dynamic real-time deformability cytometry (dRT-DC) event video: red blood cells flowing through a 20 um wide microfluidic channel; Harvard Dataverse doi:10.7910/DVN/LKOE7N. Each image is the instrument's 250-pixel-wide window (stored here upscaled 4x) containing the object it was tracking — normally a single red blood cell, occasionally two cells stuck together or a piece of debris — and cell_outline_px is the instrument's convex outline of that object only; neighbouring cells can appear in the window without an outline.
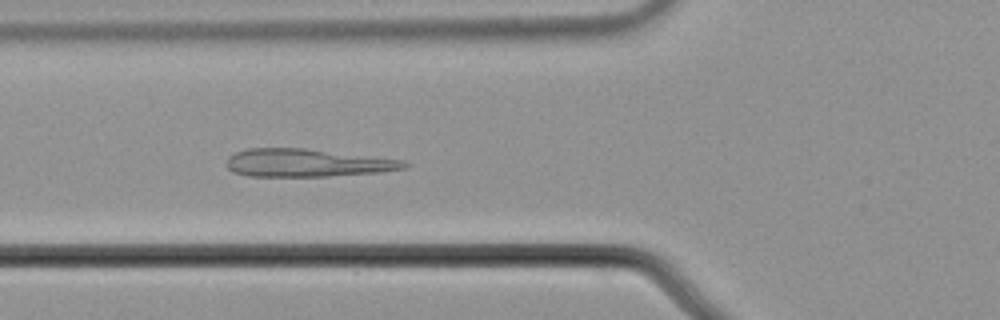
{"species": "common noctule bat (a hibernating species)", "species_latin": "Nyctalus noctula", "temperature_condition": "cold", "stored_images_in_passage": 50, "camera_frame_rate_fps": 3000, "um_per_image_px": 0.085, "animal": {"sex": "male", "body_mass_g": 21.5, "forearm_length_mm": 52.0}, "frame": {"image": 1, "passage_image": 21, "time_ms": 6.667, "image_size_px": [1000, 320], "cell_outline_px": [[412, 164], [408, 168], [380, 172], [328, 176], [248, 176], [232, 172], [224, 164], [228, 156], [236, 152], [248, 148], [304, 148], [404, 160]], "centroid_in_image_um": [26.1, 13.84], "position_along_channel_um": 99.7, "area_um2": 29.07}}
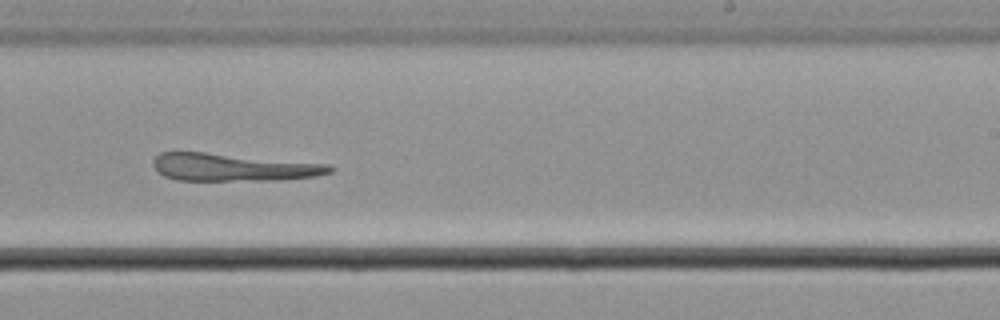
{"frame": {"image": 2, "passage_image": 35, "time_ms": 11.333, "image_size_px": [1000, 320], "cell_outline_px": [[336, 168], [332, 172], [316, 176], [276, 180], [176, 180], [164, 176], [156, 172], [152, 164], [152, 160], [160, 152], [204, 152], [328, 164]], "centroid_in_image_um": [19.77, 14.22], "position_along_channel_um": 269.2, "area_um2": 28.38}}
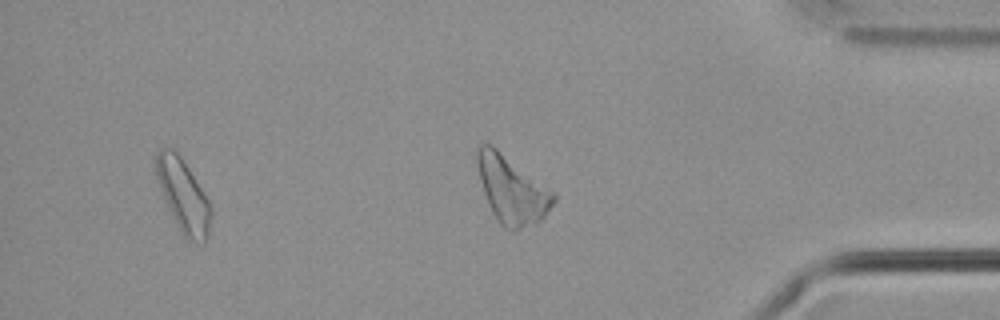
{"frame": {"image": 3, "passage_image": 47, "time_ms": 15.333, "image_size_px": [1000, 320], "cell_outline_px": [[212, 212], [208, 232], [204, 244], [188, 240], [180, 232], [168, 208], [160, 188], [156, 176], [156, 156], [160, 148], [172, 148], [180, 156], [204, 192], [212, 208]], "centroid_in_image_um": [15.58, 16.66], "position_along_channel_um": 419.6, "area_um2": 22.95}}